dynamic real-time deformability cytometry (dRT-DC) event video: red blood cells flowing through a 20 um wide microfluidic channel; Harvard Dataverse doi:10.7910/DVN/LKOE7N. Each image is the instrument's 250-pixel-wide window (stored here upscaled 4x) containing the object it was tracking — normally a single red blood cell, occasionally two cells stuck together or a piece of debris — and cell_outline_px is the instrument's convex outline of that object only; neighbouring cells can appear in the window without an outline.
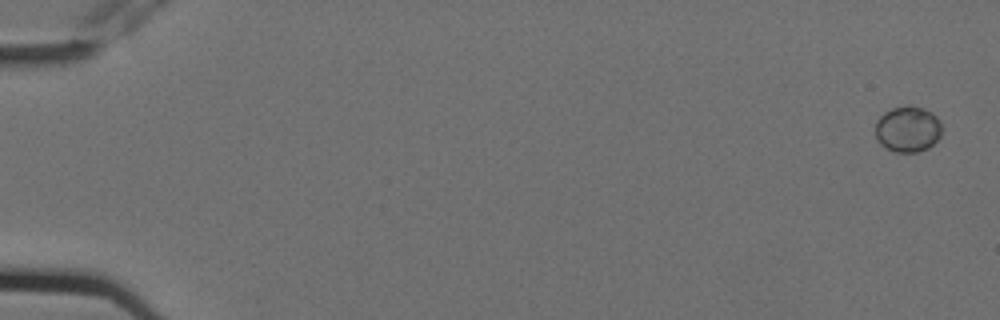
{"species": "Egyptian fruit bat (a non-hibernating species)", "species_latin": "Rousettus aegyptiacus", "temperature_condition": "cold", "stored_images_in_passage": 5, "camera_frame_rate_fps": 3000, "um_per_image_px": 0.085, "animal": {"sex": "female"}, "frame": {"image": 1, "passage_image": 1, "time_ms": 0.0, "image_size_px": [1000, 320], "cell_outline_px": [[940, 136], [928, 148], [916, 152], [896, 152], [884, 148], [876, 140], [876, 120], [884, 112], [892, 108], [924, 108], [932, 112], [936, 116], [940, 124]], "centroid_in_image_um": [77.12, 11.01], "position_along_channel_um": 7.9, "area_um2": 17.46}}